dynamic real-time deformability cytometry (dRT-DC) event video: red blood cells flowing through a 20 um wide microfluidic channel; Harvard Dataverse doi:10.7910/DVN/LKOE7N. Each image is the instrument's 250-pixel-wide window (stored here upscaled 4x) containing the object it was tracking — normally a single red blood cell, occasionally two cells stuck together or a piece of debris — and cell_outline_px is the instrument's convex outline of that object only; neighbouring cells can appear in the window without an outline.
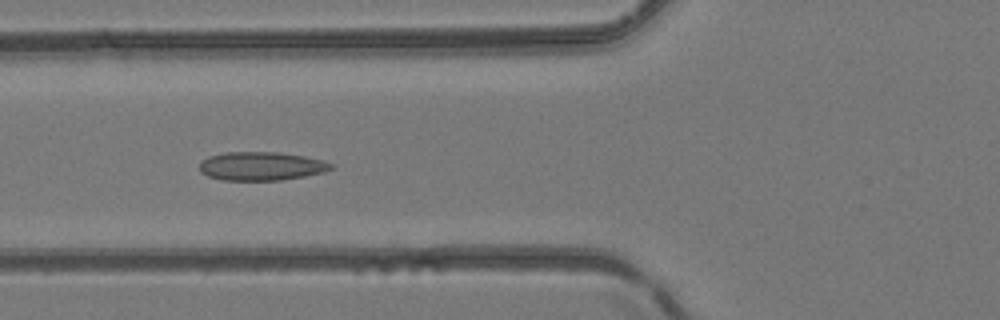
{"species": "common noctule bat (a hibernating species)", "species_latin": "Nyctalus noctula", "temperature_condition": "room temperature", "stored_images_in_passage": 48, "camera_frame_rate_fps": 3000, "um_per_image_px": 0.085, "animal": {"sex": "female", "body_mass_g": 24.6, "forearm_length_mm": 56.2}, "frame": {"image": 1, "passage_image": 19, "time_ms": 6.0, "image_size_px": [1000, 320], "cell_outline_px": [[336, 168], [324, 172], [304, 176], [280, 180], [224, 180], [208, 176], [200, 172], [200, 160], [208, 156], [224, 152], [280, 152], [304, 156], [324, 160], [336, 164]], "centroid_in_image_um": [22.25, 14.11], "position_along_channel_um": 103.6, "area_um2": 22.2}}
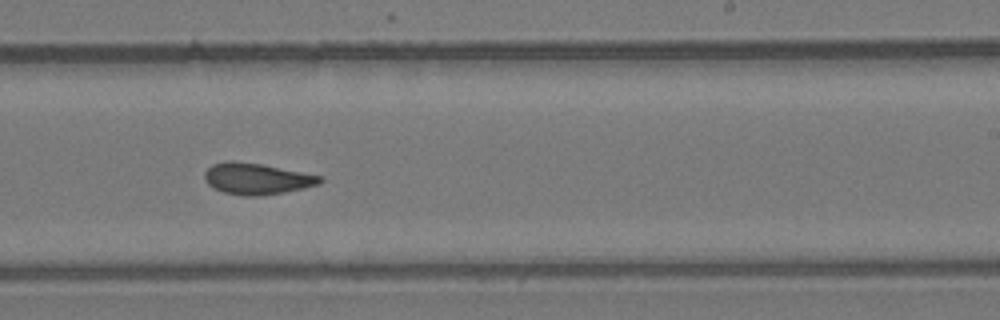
{"frame": {"image": 2, "passage_image": 30, "time_ms": 9.667, "image_size_px": [1000, 320], "cell_outline_px": [[324, 180], [320, 184], [284, 192], [256, 196], [244, 196], [224, 192], [212, 188], [204, 180], [204, 172], [212, 164], [228, 160], [232, 160], [260, 164], [324, 176]], "centroid_in_image_um": [21.81, 15.19], "position_along_channel_um": 267.2, "area_um2": 21.1}}
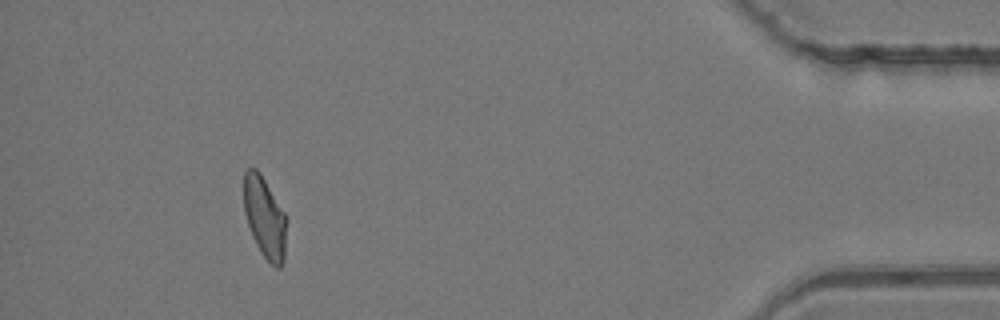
{"frame": {"image": 3, "passage_image": 44, "time_ms": 14.333, "image_size_px": [1000, 320], "cell_outline_px": [[288, 220], [284, 260], [280, 268], [276, 268], [260, 252], [252, 236], [244, 212], [244, 172], [248, 168], [256, 168], [260, 172], [284, 212]], "centroid_in_image_um": [22.52, 18.5], "position_along_channel_um": 412.7, "area_um2": 20.35}}